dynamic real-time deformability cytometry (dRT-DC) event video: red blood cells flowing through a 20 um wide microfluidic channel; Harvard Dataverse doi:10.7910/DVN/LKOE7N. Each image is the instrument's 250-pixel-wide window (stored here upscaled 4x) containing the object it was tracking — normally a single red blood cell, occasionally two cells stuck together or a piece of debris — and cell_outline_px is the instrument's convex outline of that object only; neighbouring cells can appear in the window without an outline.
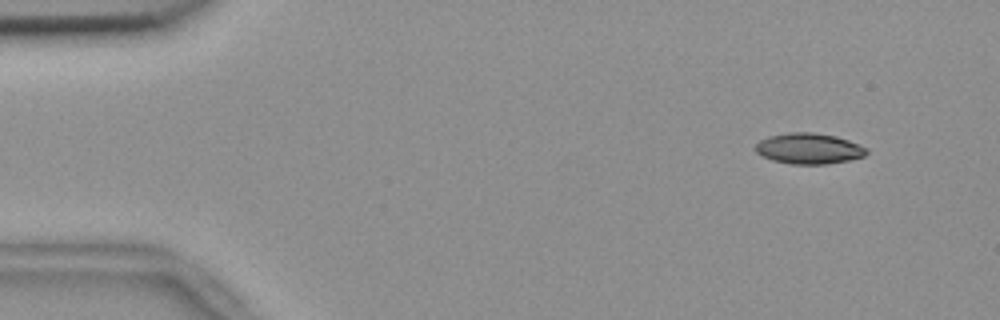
{"species": "common noctule bat (a hibernating species)", "species_latin": "Nyctalus noctula", "temperature_condition": "room temperature", "stored_images_in_passage": 55, "camera_frame_rate_fps": 3000, "um_per_image_px": 0.085, "animal": {"sex": "female", "body_mass_g": 18.4}, "frame": {"image": 1, "passage_image": 5, "time_ms": 1.333, "image_size_px": [1000, 320], "cell_outline_px": [[868, 152], [864, 156], [848, 160], [828, 164], [792, 164], [772, 160], [756, 152], [756, 144], [760, 140], [768, 136], [788, 132], [812, 132], [836, 136], [860, 144], [868, 148]], "centroid_in_image_um": [68.78, 12.62], "position_along_channel_um": 16.2, "area_um2": 19.94}}
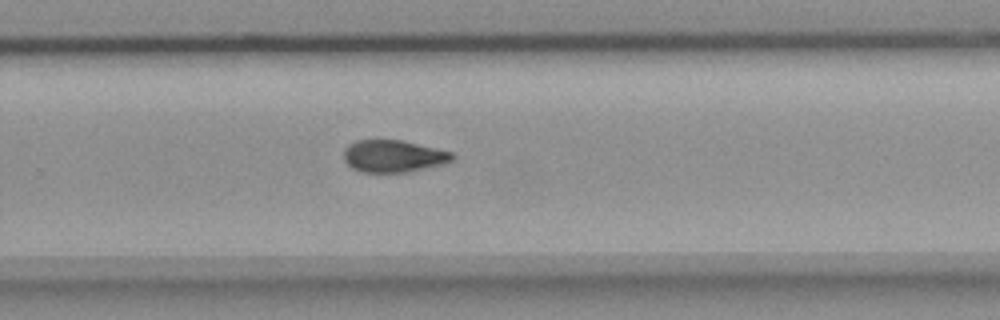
{"frame": {"image": 2, "passage_image": 36, "time_ms": 11.667, "image_size_px": [1000, 320], "cell_outline_px": [[456, 156], [452, 160], [444, 164], [408, 172], [360, 172], [352, 168], [344, 160], [344, 148], [348, 144], [356, 140], [400, 140], [452, 152]], "centroid_in_image_um": [33.42, 13.28], "position_along_channel_um": 296.4, "area_um2": 20.35}}
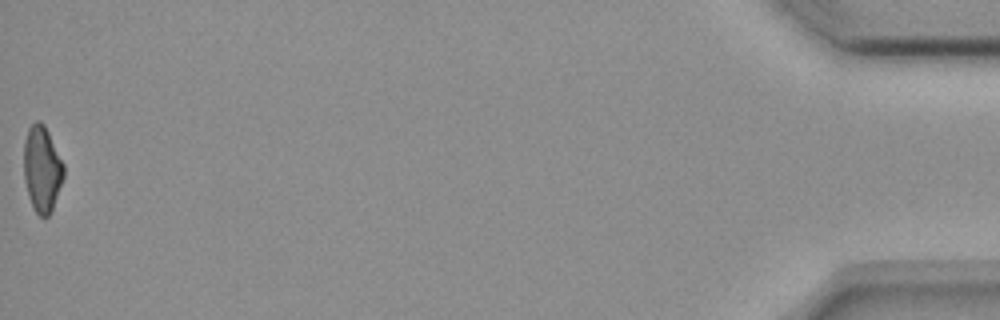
{"frame": {"image": 3, "passage_image": 55, "time_ms": 18.0, "image_size_px": [1000, 320], "cell_outline_px": [[64, 176], [52, 208], [48, 216], [40, 216], [36, 212], [28, 196], [24, 180], [24, 140], [28, 128], [36, 120], [40, 120], [44, 124], [64, 164]], "centroid_in_image_um": [3.56, 14.32], "position_along_channel_um": 431.6, "area_um2": 19.83}, "authors_computed_cell_mechanics": {"area_um2": 20.6924, "velocity_mm_per_s": 3.6953, "shape_relaxation_time_tau1_ms": 7.5193, "shape_relaxation_time_tau2_ms": null, "deformation_change_tau1": 0.195, "deformation_change_tau2": null}}